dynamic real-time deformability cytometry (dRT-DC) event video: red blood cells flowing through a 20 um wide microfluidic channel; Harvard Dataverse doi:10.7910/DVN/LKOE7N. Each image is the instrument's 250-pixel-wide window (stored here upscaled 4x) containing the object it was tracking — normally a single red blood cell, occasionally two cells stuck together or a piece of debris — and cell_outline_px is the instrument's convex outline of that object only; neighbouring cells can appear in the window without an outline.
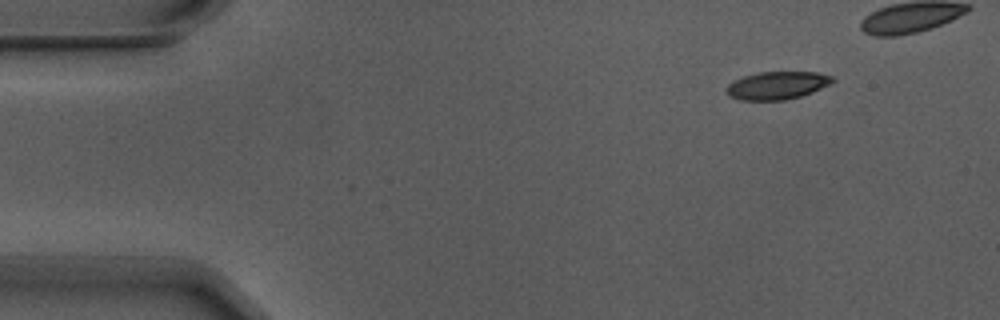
{"species": "Egyptian fruit bat (a non-hibernating species)", "species_latin": "Rousettus aegyptiacus", "temperature_condition": "warm", "stored_images_in_passage": 6, "camera_frame_rate_fps": 3000, "um_per_image_px": 0.085, "animal": {"sex": "male"}, "frame": {"image": 1, "passage_image": 1, "time_ms": 0.0, "image_size_px": [1000, 320], "cell_outline_px": [[836, 80], [832, 84], [812, 92], [800, 96], [784, 100], [740, 100], [728, 96], [724, 92], [724, 88], [728, 84], [744, 76], [760, 72], [816, 72], [832, 76]], "centroid_in_image_um": [66.05, 7.26], "position_along_channel_um": 19.0, "area_um2": 17.34}}